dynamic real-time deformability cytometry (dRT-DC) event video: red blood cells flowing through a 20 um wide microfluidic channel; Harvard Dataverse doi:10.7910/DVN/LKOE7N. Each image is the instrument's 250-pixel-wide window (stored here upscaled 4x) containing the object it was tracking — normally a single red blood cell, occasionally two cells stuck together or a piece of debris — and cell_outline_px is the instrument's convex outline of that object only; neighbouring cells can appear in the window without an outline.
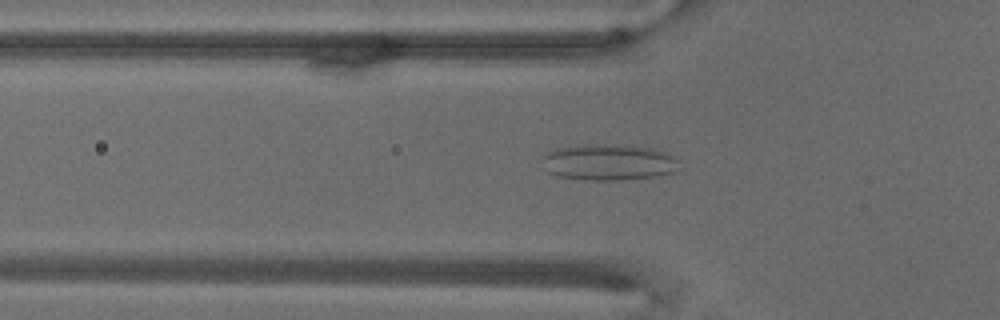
{"species": "common noctule bat (a hibernating species)", "species_latin": "Nyctalus noctula", "temperature_condition": "warm", "stored_images_in_passage": 67, "camera_frame_rate_fps": 3000, "um_per_image_px": 0.085, "animal": {"sex": "male", "body_mass_g": 18.8}, "frame": {"image": 1, "passage_image": 22, "time_ms": 7.0, "image_size_px": [1000, 320], "cell_outline_px": [[676, 160], [672, 172], [660, 176], [616, 180], [584, 180], [556, 176], [548, 172], [536, 160], [540, 156], [556, 148], [580, 144], [604, 144], [652, 148], [664, 152], [672, 156]], "centroid_in_image_um": [51.55, 13.79], "position_along_channel_um": 74.2, "area_um2": 29.02}}
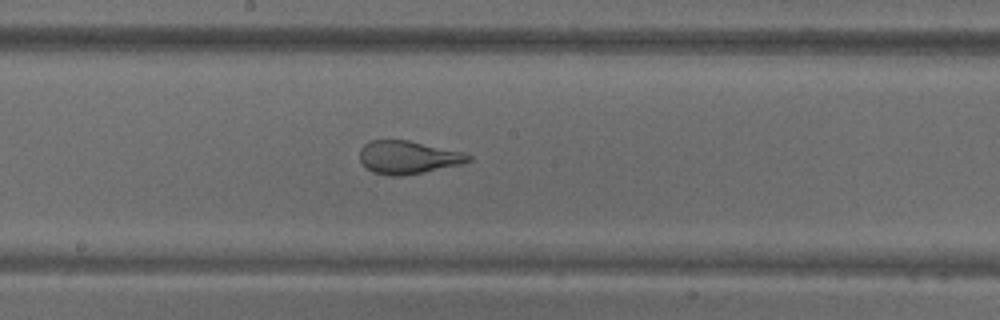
{"frame": {"image": 2, "passage_image": 36, "time_ms": 11.667, "image_size_px": [1000, 320], "cell_outline_px": [[472, 160], [460, 164], [424, 172], [400, 176], [388, 176], [372, 172], [360, 160], [360, 148], [364, 144], [372, 140], [408, 140], [464, 152], [472, 156]], "centroid_in_image_um": [34.68, 13.37], "position_along_channel_um": 213.5, "area_um2": 20.87}}
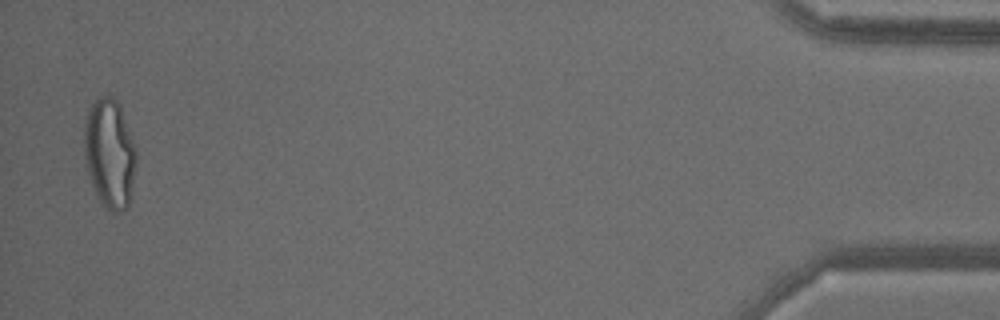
{"frame": {"image": 3, "passage_image": 66, "time_ms": 21.667, "image_size_px": [1000, 320], "cell_outline_px": [[136, 164], [128, 204], [120, 212], [108, 212], [104, 208], [92, 184], [88, 172], [84, 156], [84, 120], [88, 108], [100, 96], [112, 96], [116, 100], [120, 108], [136, 148]], "centroid_in_image_um": [9.29, 13.04], "position_along_channel_um": 425.9, "area_um2": 32.89}}